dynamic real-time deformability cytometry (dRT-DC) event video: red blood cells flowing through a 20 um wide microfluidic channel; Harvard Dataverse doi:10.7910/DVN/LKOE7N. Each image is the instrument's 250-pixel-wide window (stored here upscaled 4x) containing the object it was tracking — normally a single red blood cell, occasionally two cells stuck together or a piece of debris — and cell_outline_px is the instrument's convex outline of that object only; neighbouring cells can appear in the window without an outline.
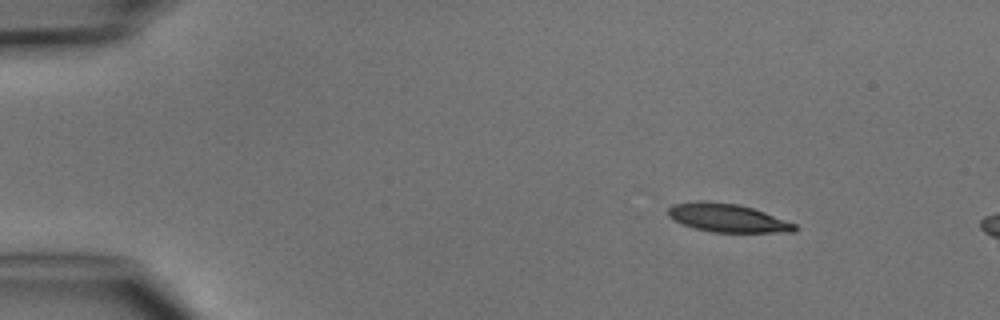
{"species": "common noctule bat (a hibernating species)", "species_latin": "Nyctalus noctula", "temperature_condition": "cold", "stored_images_in_passage": 3, "camera_frame_rate_fps": 3000, "um_per_image_px": 0.085, "animal": {"sex": "male", "body_mass_g": 15.6}, "frame": {"image": 1, "passage_image": 1, "time_ms": 0.0, "image_size_px": [1000, 320], "cell_outline_px": [[800, 228], [796, 232], [712, 232], [696, 228], [684, 224], [668, 216], [668, 208], [672, 204], [696, 200], [704, 200], [736, 204], [752, 208], [764, 212], [796, 224]], "centroid_in_image_um": [61.85, 18.51], "position_along_channel_um": 23.2, "area_um2": 20.87}}